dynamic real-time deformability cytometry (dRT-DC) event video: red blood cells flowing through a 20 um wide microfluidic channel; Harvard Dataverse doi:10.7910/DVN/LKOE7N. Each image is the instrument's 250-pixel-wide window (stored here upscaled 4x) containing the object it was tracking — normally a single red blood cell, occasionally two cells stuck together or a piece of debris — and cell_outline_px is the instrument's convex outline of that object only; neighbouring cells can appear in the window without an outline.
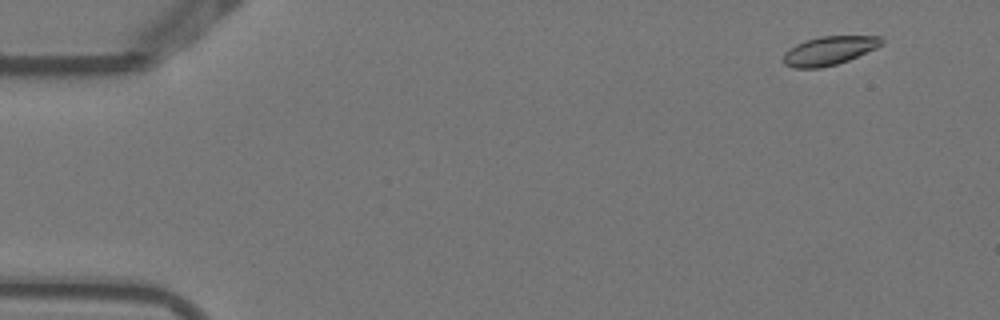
{"species": "Egyptian fruit bat (a non-hibernating species)", "species_latin": "Rousettus aegyptiacus", "temperature_condition": "warm", "stored_images_in_passage": 2, "camera_frame_rate_fps": 3000, "um_per_image_px": 0.085, "animal": {"sex": "female"}, "frame": {"image": 1, "passage_image": 2, "time_ms": 0.333, "image_size_px": [1000, 320], "cell_outline_px": [[884, 44], [876, 48], [848, 60], [836, 64], [820, 68], [796, 68], [784, 64], [780, 60], [784, 52], [788, 48], [796, 44], [820, 36], [880, 36], [884, 40]], "centroid_in_image_um": [70.45, 4.31], "position_along_channel_um": 14.6, "area_um2": 16.53}}